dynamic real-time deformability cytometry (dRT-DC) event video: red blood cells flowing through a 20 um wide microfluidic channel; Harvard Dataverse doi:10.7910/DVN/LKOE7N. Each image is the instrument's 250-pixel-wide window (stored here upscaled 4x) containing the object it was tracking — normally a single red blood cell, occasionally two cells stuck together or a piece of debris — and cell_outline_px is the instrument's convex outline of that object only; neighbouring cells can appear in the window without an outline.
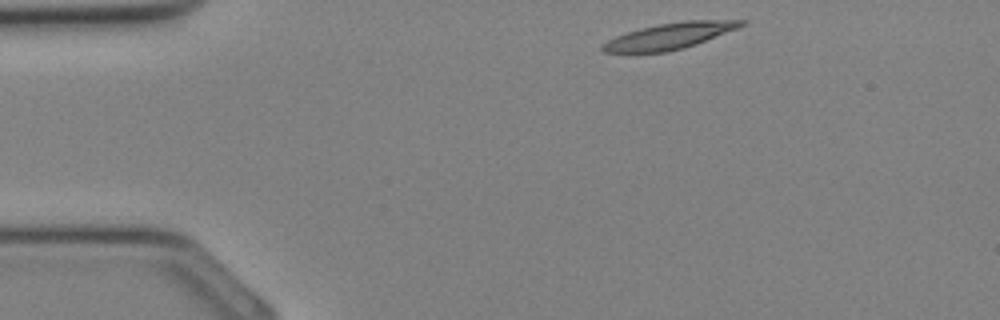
{"species": "Egyptian fruit bat (a non-hibernating species)", "species_latin": "Rousettus aegyptiacus", "temperature_condition": "cold", "stored_images_in_passage": 30, "camera_frame_rate_fps": 3000, "um_per_image_px": 0.085, "animal": {"sex": "female"}, "frame": {"image": 1, "passage_image": 1, "time_ms": 0.0, "image_size_px": [1000, 320], "cell_outline_px": [[748, 20], [740, 28], [696, 44], [684, 48], [668, 52], [604, 52], [600, 48], [608, 40], [616, 36], [640, 28], [660, 24], [684, 20]], "centroid_in_image_um": [56.98, 3.05], "position_along_channel_um": 28.0, "area_um2": 20.98}}
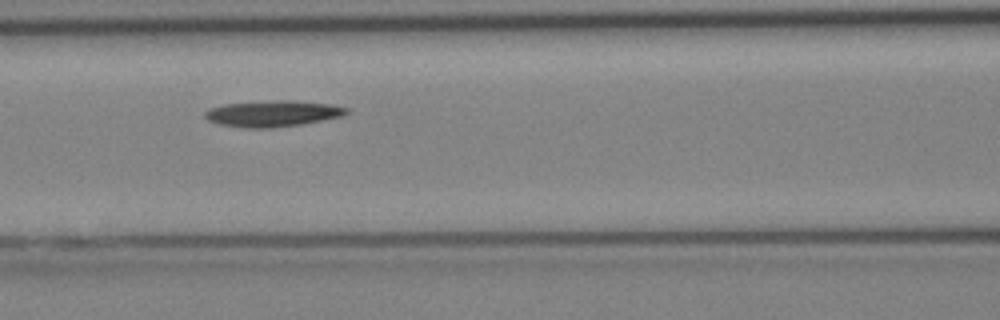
{"frame": {"image": 2, "passage_image": 10, "time_ms": 3.0, "image_size_px": [1000, 320], "cell_outline_px": [[348, 112], [340, 116], [300, 124], [272, 128], [244, 128], [220, 124], [208, 120], [204, 116], [204, 112], [212, 108], [224, 104], [272, 100], [288, 100], [332, 104], [348, 108]], "centroid_in_image_um": [23.15, 9.65], "position_along_channel_um": 143.4, "area_um2": 21.33}}
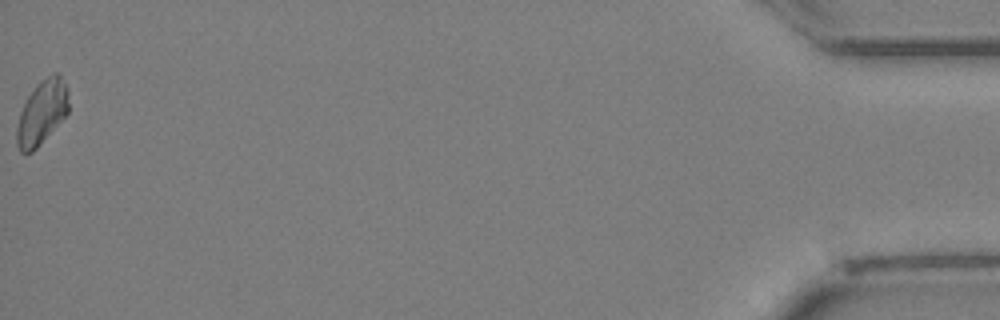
{"frame": {"image": 3, "passage_image": 30, "time_ms": 9.667, "image_size_px": [1000, 320], "cell_outline_px": [[68, 112], [36, 148], [32, 152], [20, 152], [16, 144], [16, 128], [20, 112], [28, 96], [36, 84], [40, 80], [52, 72], [60, 72], [68, 88]], "centroid_in_image_um": [3.56, 9.5], "position_along_channel_um": 431.6, "area_um2": 19.42}}